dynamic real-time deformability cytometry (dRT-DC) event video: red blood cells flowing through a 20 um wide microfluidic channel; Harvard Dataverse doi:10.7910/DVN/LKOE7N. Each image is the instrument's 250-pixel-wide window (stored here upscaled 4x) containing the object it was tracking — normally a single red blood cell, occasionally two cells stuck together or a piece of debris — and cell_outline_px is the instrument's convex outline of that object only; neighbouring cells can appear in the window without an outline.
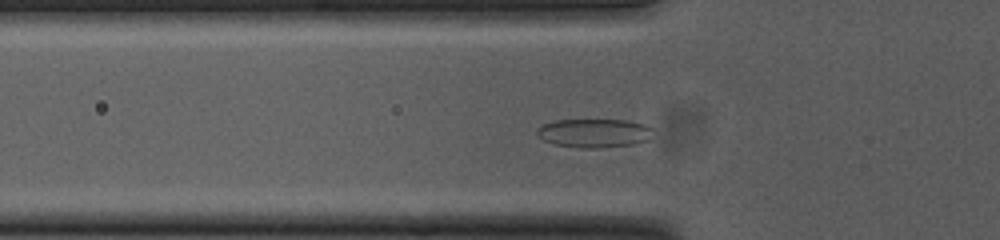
{"species": "common noctule bat (a hibernating species)", "species_latin": "Nyctalus noctula", "temperature_condition": "cold", "stored_images_in_passage": 50, "camera_frame_rate_fps": 3000, "um_per_image_px": 0.085, "animal": {"sex": "female", "body_mass_g": 23.0, "forearm_length_mm": 53.4}, "frame": {"image": 1, "passage_image": 14, "time_ms": 4.333, "image_size_px": [1000, 240], "cell_outline_px": [[652, 128], [648, 140], [632, 144], [596, 148], [580, 148], [552, 144], [536, 136], [536, 132], [544, 124], [556, 120], [628, 120], [644, 124]], "centroid_in_image_um": [50.47, 11.31], "position_along_channel_um": 75.3, "area_um2": 19.31}}
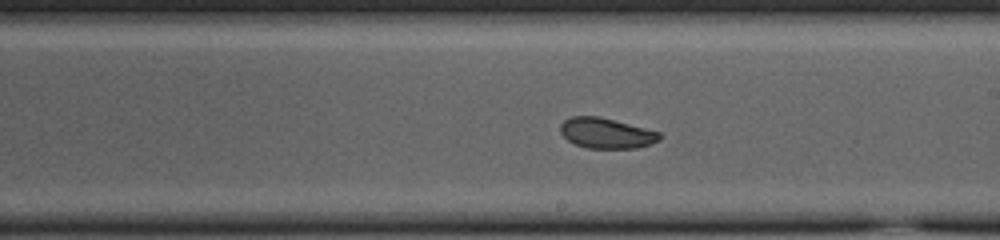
{"frame": {"image": 2, "passage_image": 27, "time_ms": 8.667, "image_size_px": [1000, 240], "cell_outline_px": [[664, 136], [660, 140], [636, 148], [588, 148], [576, 144], [568, 140], [560, 132], [560, 124], [564, 120], [572, 116], [600, 116], [660, 132]], "centroid_in_image_um": [51.54, 11.31], "position_along_channel_um": 237.5, "area_um2": 17.57}}
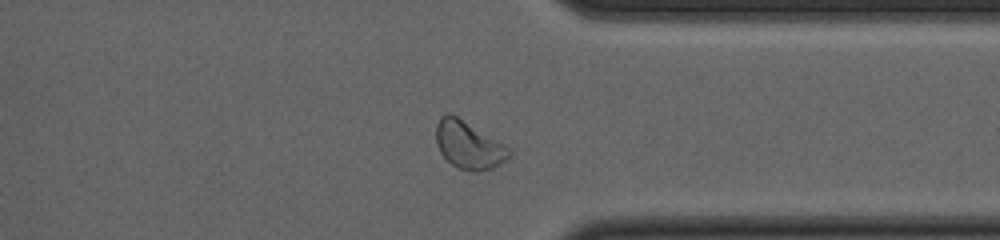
{"frame": {"image": 3, "passage_image": 38, "time_ms": 12.333, "image_size_px": [1000, 240], "cell_outline_px": [[512, 156], [492, 168], [476, 172], [472, 172], [456, 168], [440, 152], [436, 144], [436, 124], [440, 116], [448, 112], [456, 116], [504, 144], [512, 152]], "centroid_in_image_um": [39.82, 12.34], "position_along_channel_um": 371.6, "area_um2": 20.17}, "authors_computed_cell_mechanics": {"area_um2": 19.0451, "velocity_mm_per_s": 3.7366, "shape_relaxation_time_tau1_ms": 4.3078, "shape_relaxation_time_tau2_ms": 1.4597, "deformation_change_tau1": 0.0875, "deformation_change_tau2": 0.0518}}